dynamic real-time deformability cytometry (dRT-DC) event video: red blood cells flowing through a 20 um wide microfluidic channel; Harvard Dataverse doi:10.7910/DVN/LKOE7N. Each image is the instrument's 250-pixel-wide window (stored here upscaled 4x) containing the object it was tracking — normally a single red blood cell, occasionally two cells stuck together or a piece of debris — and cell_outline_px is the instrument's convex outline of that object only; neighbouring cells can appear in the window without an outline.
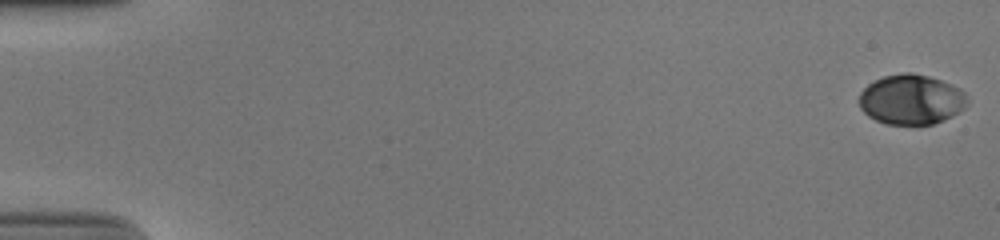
{"species": "human", "species_latin": "Homo sapiens", "temperature_condition": "cold", "stored_images_in_passage": 54, "camera_frame_rate_fps": 3000, "um_per_image_px": 0.085, "donor": {"sex": "male"}, "frame": {"image": 1, "passage_image": 1, "time_ms": 0.0, "image_size_px": [1000, 240], "cell_outline_px": [[964, 108], [952, 116], [932, 124], [888, 124], [876, 120], [868, 116], [860, 108], [860, 92], [868, 84], [884, 76], [904, 72], [912, 72], [928, 76], [940, 80], [960, 88], [964, 92]], "centroid_in_image_um": [77.42, 8.45], "position_along_channel_um": 7.6, "area_um2": 31.1}}
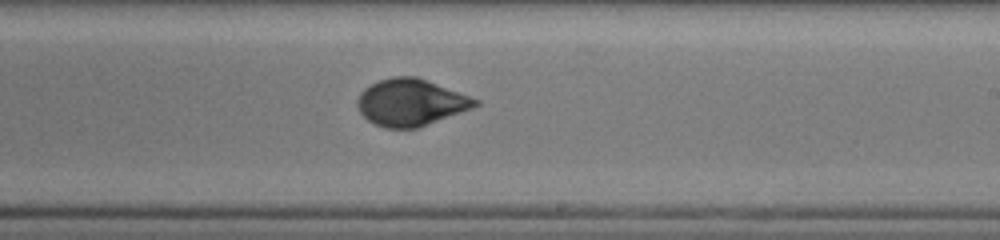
{"frame": {"image": 2, "passage_image": 34, "time_ms": 11.0, "image_size_px": [1000, 240], "cell_outline_px": [[480, 104], [472, 108], [416, 128], [384, 128], [368, 120], [360, 112], [356, 104], [356, 100], [360, 92], [364, 88], [380, 80], [392, 76], [416, 76], [480, 100]], "centroid_in_image_um": [34.88, 8.7], "position_along_channel_um": 254.1, "area_um2": 31.91}}
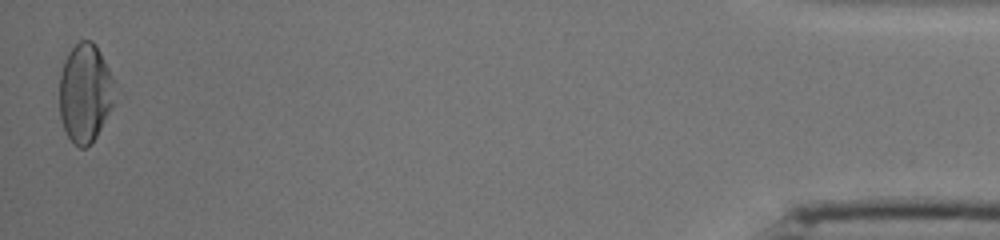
{"frame": {"image": 3, "passage_image": 54, "time_ms": 17.667, "image_size_px": [1000, 240], "cell_outline_px": [[116, 104], [96, 136], [84, 148], [80, 148], [68, 136], [60, 120], [60, 72], [64, 60], [68, 52], [80, 40], [92, 40], [96, 44], [108, 68], [112, 80]], "centroid_in_image_um": [7.24, 7.89], "position_along_channel_um": 428.0, "area_um2": 31.79}, "authors_computed_cell_mechanics": {"area_um2": 31.9056, "velocity_mm_per_s": 3.8524, "shape_relaxation_time_tau1_ms": 4.7256, "shape_relaxation_time_tau2_ms": 0.8162, "deformation_change_tau1": 0.1524, "deformation_change_tau2": 0.0383}}